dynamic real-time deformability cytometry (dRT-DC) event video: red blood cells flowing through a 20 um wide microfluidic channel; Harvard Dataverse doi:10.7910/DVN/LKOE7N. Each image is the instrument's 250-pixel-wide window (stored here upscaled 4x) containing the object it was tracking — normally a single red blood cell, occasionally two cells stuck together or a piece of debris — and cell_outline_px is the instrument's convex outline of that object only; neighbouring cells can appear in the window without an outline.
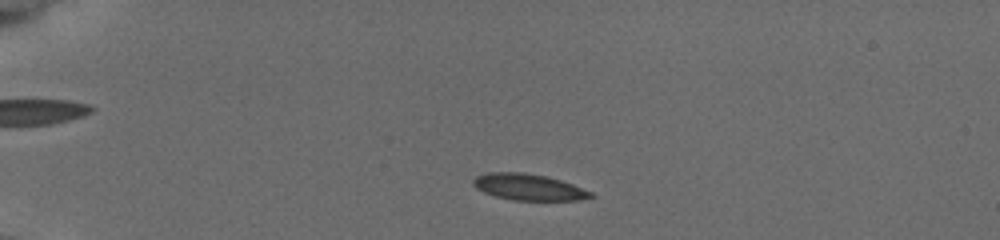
{"species": "common noctule bat (a hibernating species)", "species_latin": "Nyctalus noctula", "temperature_condition": "cold", "stored_images_in_passage": 36, "camera_frame_rate_fps": 3000, "um_per_image_px": 0.085, "animal": {"sex": "female", "body_mass_g": 19.5, "forearm_length_mm": 54.1}, "frame": {"image": 1, "passage_image": 7, "time_ms": 2.0, "image_size_px": [1000, 240], "cell_outline_px": [[596, 196], [580, 200], [512, 200], [496, 196], [484, 192], [476, 188], [472, 184], [472, 180], [476, 176], [488, 172], [524, 172], [544, 176], [560, 180], [572, 184], [592, 192]], "centroid_in_image_um": [44.92, 15.9], "position_along_channel_um": 40.1, "area_um2": 17.98}}
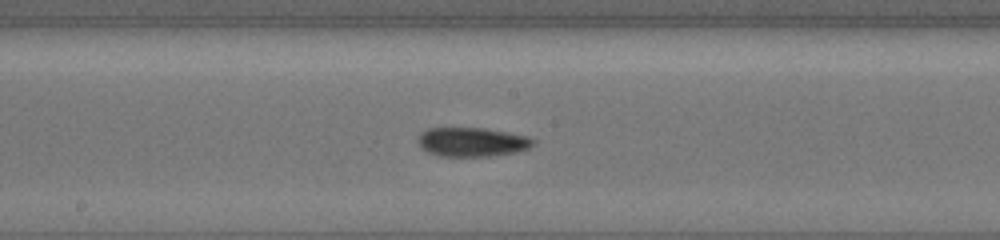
{"frame": {"image": 2, "passage_image": 19, "time_ms": 6.0, "image_size_px": [1000, 240], "cell_outline_px": [[536, 144], [528, 148], [516, 152], [488, 156], [440, 156], [428, 152], [420, 148], [416, 140], [420, 132], [428, 128], [484, 128], [508, 132], [528, 136], [536, 140]], "centroid_in_image_um": [40.11, 12.06], "position_along_channel_um": 208.1, "area_um2": 19.77}}
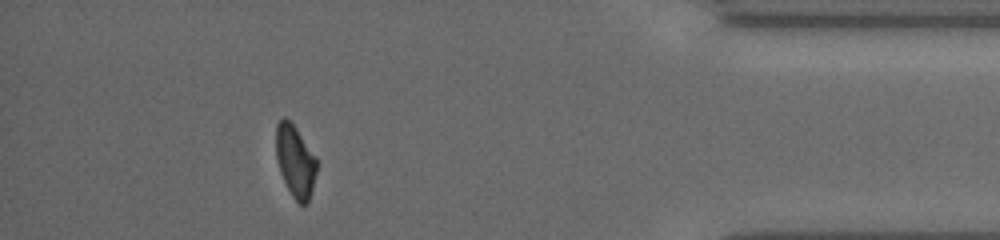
{"frame": {"image": 3, "passage_image": 32, "time_ms": 10.333, "image_size_px": [1000, 240], "cell_outline_px": [[316, 172], [308, 204], [300, 204], [292, 196], [280, 172], [276, 160], [276, 124], [284, 116], [296, 128], [316, 156]], "centroid_in_image_um": [25.09, 13.69], "position_along_channel_um": 410.1, "area_um2": 16.94}}